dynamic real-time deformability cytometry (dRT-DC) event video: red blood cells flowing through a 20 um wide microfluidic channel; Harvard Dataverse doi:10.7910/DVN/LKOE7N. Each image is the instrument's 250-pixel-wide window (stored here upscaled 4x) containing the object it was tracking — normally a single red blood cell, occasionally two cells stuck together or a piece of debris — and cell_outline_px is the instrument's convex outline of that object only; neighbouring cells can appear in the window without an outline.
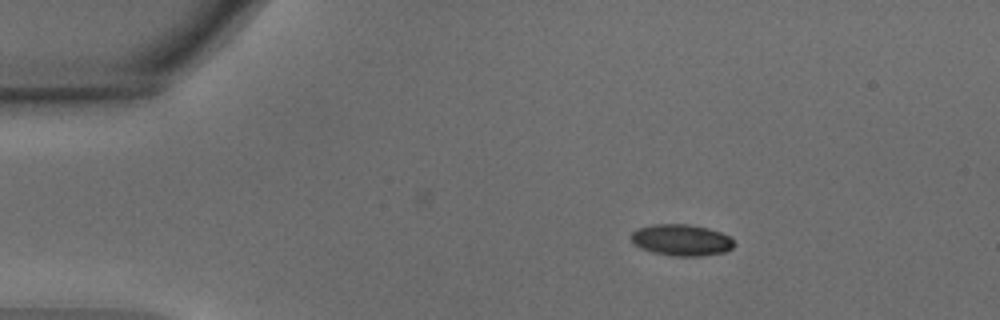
{"species": "common noctule bat (a hibernating species)", "species_latin": "Nyctalus noctula", "temperature_condition": "warm", "stored_images_in_passage": 34, "camera_frame_rate_fps": 3000, "um_per_image_px": 0.085, "animal": {"sex": "male", "body_mass_g": 15.6}, "frame": {"image": 1, "passage_image": 1, "time_ms": 0.0, "image_size_px": [1000, 320], "cell_outline_px": [[736, 244], [732, 248], [724, 252], [700, 256], [672, 256], [652, 252], [640, 248], [632, 240], [632, 232], [636, 228], [656, 224], [688, 224], [708, 228], [720, 232], [728, 236]], "centroid_in_image_um": [57.92, 20.4], "position_along_channel_um": 27.1, "area_um2": 18.79}}
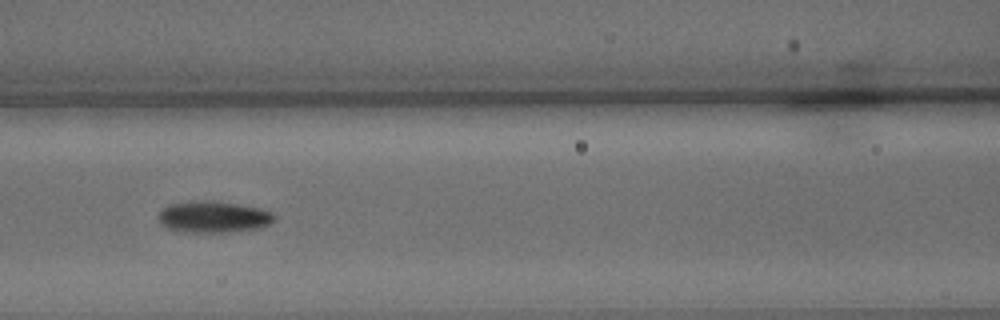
{"frame": {"image": 2, "passage_image": 16, "time_ms": 5.0, "image_size_px": [1000, 320], "cell_outline_px": [[272, 220], [268, 224], [256, 228], [224, 232], [184, 232], [164, 228], [160, 224], [160, 212], [168, 204], [200, 200], [216, 200], [260, 208], [272, 212]], "centroid_in_image_um": [18.08, 18.42], "position_along_channel_um": 148.5, "area_um2": 21.1}}
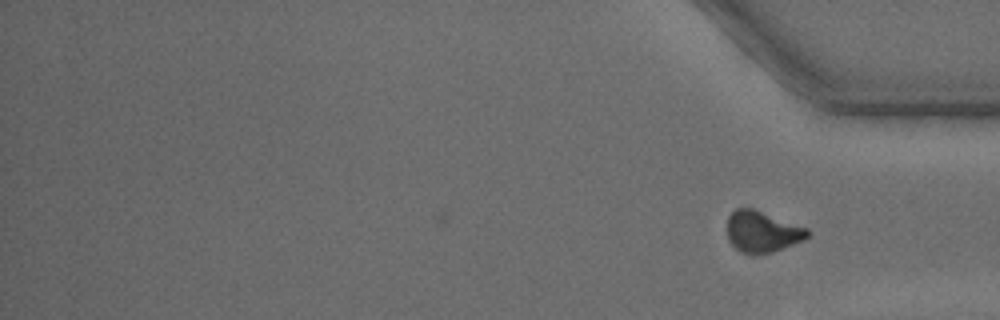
{"frame": {"image": 3, "passage_image": 34, "time_ms": 11.0, "image_size_px": [1000, 320], "cell_outline_px": [[812, 232], [804, 240], [772, 252], [756, 256], [752, 256], [736, 248], [728, 240], [728, 216], [736, 208], [752, 208], [808, 228]], "centroid_in_image_um": [64.8, 19.71], "position_along_channel_um": 370.4, "area_um2": 19.36}, "authors_computed_cell_mechanics": {"area_um2": 19.9988, "velocity_mm_per_s": 3.7211, "shape_relaxation_time_tau1_ms": 3.2117, "shape_relaxation_time_tau2_ms": 3.0812, "deformation_change_tau1": 0.1234, "deformation_change_tau2": 0.0804}}